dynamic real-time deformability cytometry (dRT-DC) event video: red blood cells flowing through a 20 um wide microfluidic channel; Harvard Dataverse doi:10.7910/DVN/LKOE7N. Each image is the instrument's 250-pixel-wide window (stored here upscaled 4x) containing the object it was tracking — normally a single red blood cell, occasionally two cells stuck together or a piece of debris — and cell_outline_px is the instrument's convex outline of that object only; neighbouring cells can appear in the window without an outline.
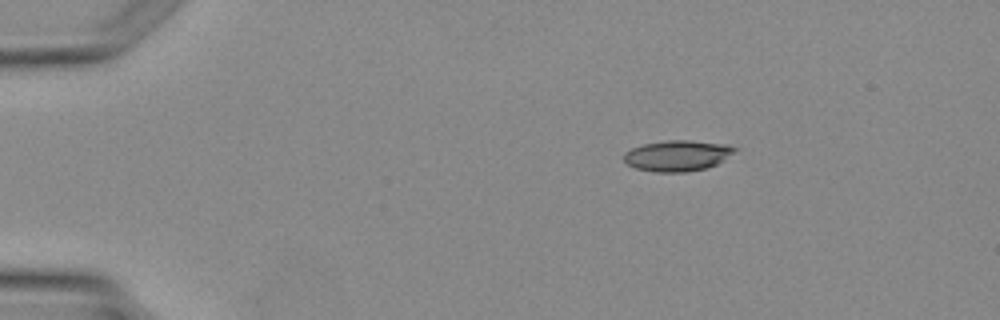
{"species": "Egyptian fruit bat (a non-hibernating species)", "species_latin": "Rousettus aegyptiacus", "temperature_condition": "warm", "stored_images_in_passage": 4, "camera_frame_rate_fps": 3000, "um_per_image_px": 0.085, "animal": {"sex": "female"}, "frame": {"image": 1, "passage_image": 2, "time_ms": 1.333, "image_size_px": [1000, 320], "cell_outline_px": [[740, 148], [716, 164], [708, 168], [684, 172], [656, 172], [636, 168], [628, 164], [624, 160], [624, 152], [632, 148], [644, 144], [668, 140], [688, 140], [728, 144]], "centroid_in_image_um": [57.6, 13.22], "position_along_channel_um": 27.4, "area_um2": 19.88}}